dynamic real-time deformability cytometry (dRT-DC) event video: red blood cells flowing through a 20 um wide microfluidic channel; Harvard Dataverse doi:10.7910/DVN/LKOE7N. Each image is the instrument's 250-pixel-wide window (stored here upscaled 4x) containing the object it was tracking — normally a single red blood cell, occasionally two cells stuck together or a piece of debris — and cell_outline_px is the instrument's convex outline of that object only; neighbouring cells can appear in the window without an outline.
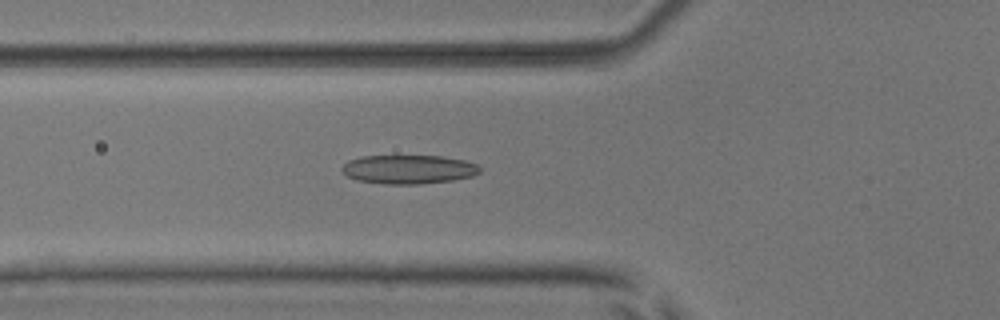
{"species": "common noctule bat (a hibernating species)", "species_latin": "Nyctalus noctula", "temperature_condition": "room temperature", "stored_images_in_passage": 39, "camera_frame_rate_fps": 3000, "um_per_image_px": 0.085, "animal": {"sex": "male", "body_mass_g": 17.9, "forearm_length_mm": 54.2}, "frame": {"image": 1, "passage_image": 5, "time_ms": 1.333, "image_size_px": [1000, 320], "cell_outline_px": [[480, 172], [472, 176], [452, 180], [420, 184], [384, 184], [356, 180], [348, 176], [340, 168], [348, 160], [360, 156], [440, 156], [464, 160], [476, 164], [480, 168]], "centroid_in_image_um": [34.7, 14.39], "position_along_channel_um": 91.1, "area_um2": 23.18}}
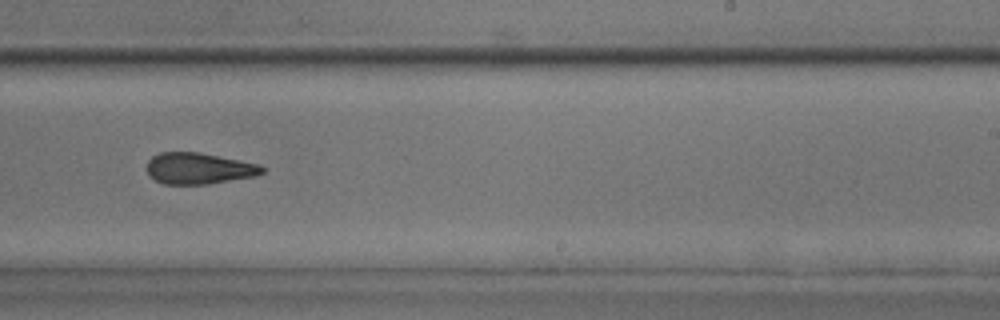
{"frame": {"image": 2, "passage_image": 19, "time_ms": 6.0, "image_size_px": [1000, 320], "cell_outline_px": [[264, 172], [256, 176], [208, 184], [164, 184], [156, 180], [148, 172], [148, 160], [152, 156], [160, 152], [200, 152], [260, 164], [264, 168]], "centroid_in_image_um": [16.93, 14.31], "position_along_channel_um": 272.1, "area_um2": 20.98}}
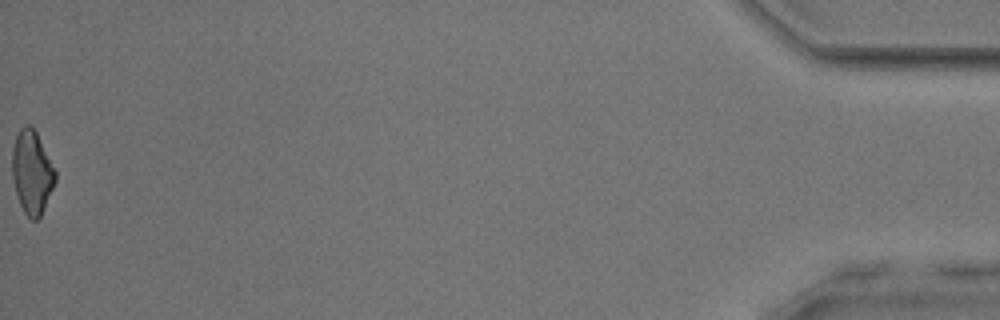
{"frame": {"image": 3, "passage_image": 39, "time_ms": 12.667, "image_size_px": [1000, 320], "cell_outline_px": [[56, 180], [44, 208], [40, 216], [36, 220], [32, 220], [24, 212], [20, 204], [16, 192], [12, 176], [12, 148], [16, 136], [20, 128], [24, 124], [28, 124], [36, 132], [56, 172]], "centroid_in_image_um": [2.7, 14.63], "position_along_channel_um": 432.5, "area_um2": 20.63}, "authors_computed_cell_mechanics": {"area_um2": 21.6172, "velocity_mm_per_s": 3.885, "shape_relaxation_time_tau1_ms": 4.7823, "shape_relaxation_time_tau2_ms": 2.9093, "deformation_change_tau1": 0.1323, "deformation_change_tau2": 0.1129}}